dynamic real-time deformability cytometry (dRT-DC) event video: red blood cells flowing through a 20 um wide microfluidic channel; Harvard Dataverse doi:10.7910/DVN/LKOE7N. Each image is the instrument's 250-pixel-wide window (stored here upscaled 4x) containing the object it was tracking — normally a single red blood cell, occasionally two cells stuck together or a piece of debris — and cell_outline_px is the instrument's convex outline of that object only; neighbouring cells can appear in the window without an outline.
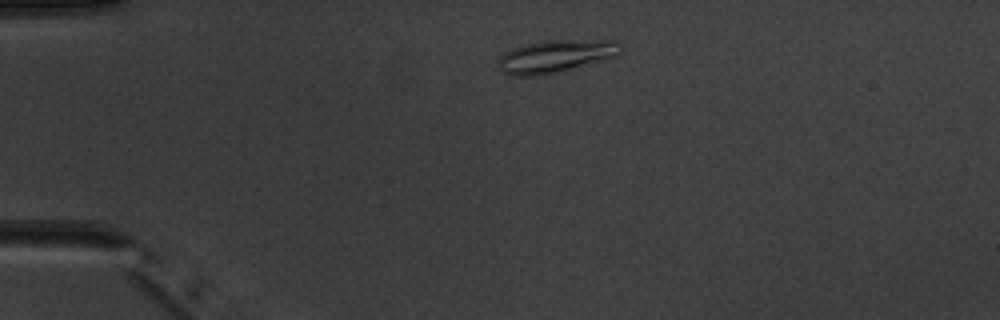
{"species": "common noctule bat (a hibernating species)", "species_latin": "Nyctalus noctula", "temperature_condition": "warm", "stored_images_in_passage": 2, "camera_frame_rate_fps": 3000, "um_per_image_px": 0.085, "animal": {"sex": "male", "body_mass_g": 20.1, "forearm_length_mm": 53.5}, "frame": {"image": 1, "passage_image": 1, "time_ms": 0.0, "image_size_px": [1000, 320], "cell_outline_px": [[620, 56], [536, 76], [516, 76], [500, 72], [496, 60], [504, 52], [512, 48], [528, 44], [548, 40], [616, 40], [620, 44]], "centroid_in_image_um": [47.2, 4.77], "position_along_channel_um": 37.8, "area_um2": 23.12}}